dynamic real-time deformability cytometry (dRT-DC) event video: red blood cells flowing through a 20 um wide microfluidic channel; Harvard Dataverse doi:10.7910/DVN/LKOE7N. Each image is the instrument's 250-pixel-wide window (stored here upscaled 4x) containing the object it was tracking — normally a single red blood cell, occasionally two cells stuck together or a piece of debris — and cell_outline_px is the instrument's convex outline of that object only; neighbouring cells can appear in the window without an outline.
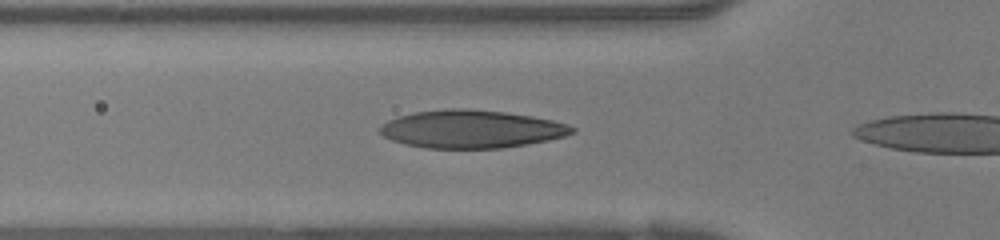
{"species": "human", "species_latin": "Homo sapiens", "temperature_condition": "warm", "stored_images_in_passage": 4, "camera_frame_rate_fps": 3000, "um_per_image_px": 0.085, "donor": {"sex": "female"}, "frame": {"image": 1, "passage_image": 3, "time_ms": 0.667, "image_size_px": [1000, 240], "cell_outline_px": [[576, 132], [564, 136], [548, 140], [528, 144], [500, 148], [424, 148], [404, 144], [392, 140], [384, 136], [376, 128], [380, 124], [396, 116], [416, 112], [448, 108], [464, 108], [504, 112], [532, 116], [552, 120], [568, 124], [576, 128]], "centroid_in_image_um": [40.03, 10.97], "position_along_channel_um": 85.8, "area_um2": 42.71}}